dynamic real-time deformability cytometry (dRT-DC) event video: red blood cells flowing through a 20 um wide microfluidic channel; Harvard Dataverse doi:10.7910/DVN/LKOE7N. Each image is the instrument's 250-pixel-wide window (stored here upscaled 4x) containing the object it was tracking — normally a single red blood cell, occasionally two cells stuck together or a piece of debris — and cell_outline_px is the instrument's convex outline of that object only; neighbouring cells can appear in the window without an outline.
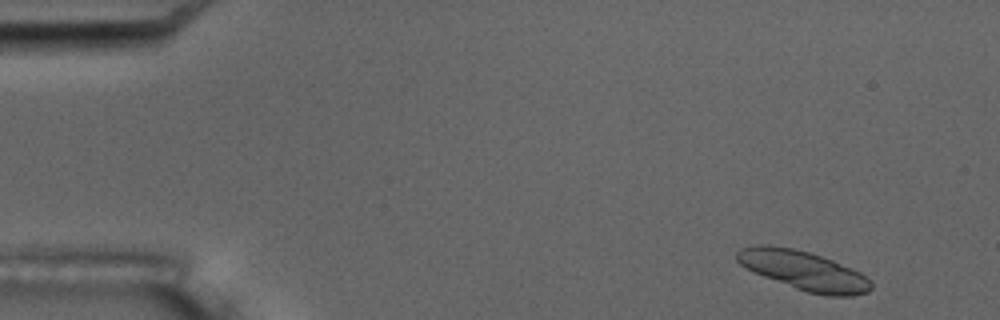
{"species": "common noctule bat (a hibernating species)", "species_latin": "Nyctalus noctula", "temperature_condition": "room temperature", "stored_images_in_passage": 4, "camera_frame_rate_fps": 3000, "um_per_image_px": 0.085, "animal": {"sex": "male", "body_mass_g": 17.5, "forearm_length_mm": 52.3}, "frame": {"image": 1, "passage_image": 1, "time_ms": 0.0, "image_size_px": [1000, 320], "cell_outline_px": [[872, 288], [868, 292], [852, 296], [824, 296], [808, 292], [796, 288], [752, 272], [740, 264], [736, 260], [736, 252], [740, 248], [760, 244], [764, 244], [792, 248], [808, 252], [832, 260], [852, 268], [860, 272], [872, 280]], "centroid_in_image_um": [68.32, 23.0], "position_along_channel_um": 16.7, "area_um2": 30.63}}